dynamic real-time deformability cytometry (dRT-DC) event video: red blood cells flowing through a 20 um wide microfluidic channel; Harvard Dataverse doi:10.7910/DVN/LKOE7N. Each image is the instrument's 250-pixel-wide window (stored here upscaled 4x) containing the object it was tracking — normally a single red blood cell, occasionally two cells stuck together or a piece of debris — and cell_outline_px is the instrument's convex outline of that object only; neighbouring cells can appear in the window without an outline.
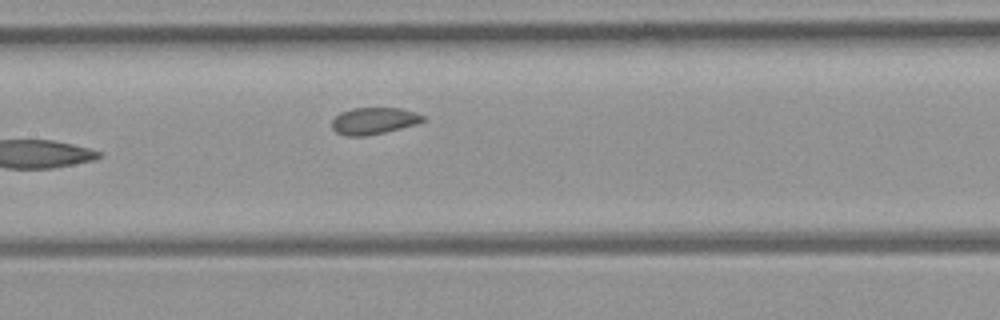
{"species": "common noctule bat (a hibernating species)", "species_latin": "Nyctalus noctula", "temperature_condition": "room temperature", "stored_images_in_passage": 8, "camera_frame_rate_fps": 3000, "um_per_image_px": 0.085, "animal": {"sex": "female", "body_mass_g": 21.9}, "frame": {"image": 1, "passage_image": 8, "time_ms": 8.333, "image_size_px": [1000, 320], "cell_outline_px": [[424, 120], [416, 124], [384, 132], [364, 136], [344, 136], [336, 132], [332, 128], [332, 120], [340, 112], [352, 108], [400, 108], [416, 112], [424, 116]], "centroid_in_image_um": [31.75, 10.27], "position_along_channel_um": 175.7, "area_um2": 14.16}}